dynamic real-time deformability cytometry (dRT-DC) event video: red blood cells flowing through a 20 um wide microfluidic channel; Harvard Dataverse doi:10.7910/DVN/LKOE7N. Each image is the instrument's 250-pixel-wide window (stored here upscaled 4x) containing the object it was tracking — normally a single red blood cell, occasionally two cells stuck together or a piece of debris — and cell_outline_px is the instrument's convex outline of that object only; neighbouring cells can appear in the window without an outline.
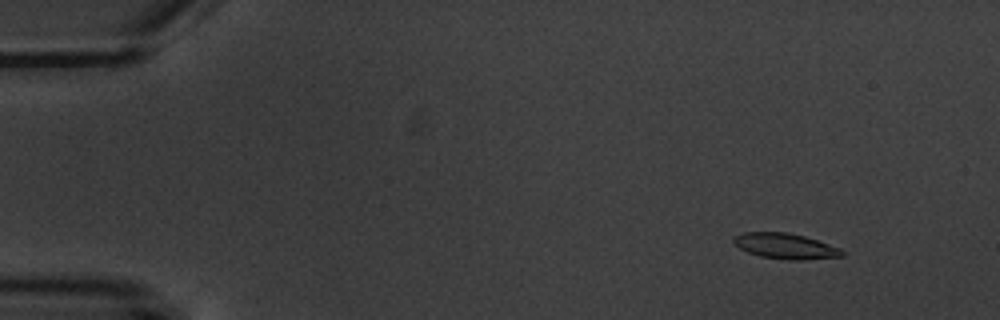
{"species": "common noctule bat (a hibernating species)", "species_latin": "Nyctalus noctula", "temperature_condition": "warm", "stored_images_in_passage": 5, "camera_frame_rate_fps": 3000, "um_per_image_px": 0.085, "animal": {"sex": "male", "body_mass_g": 20.1, "forearm_length_mm": 53.5}, "frame": {"image": 1, "passage_image": 2, "time_ms": 1.333, "image_size_px": [1000, 320], "cell_outline_px": [[844, 256], [800, 260], [788, 260], [760, 256], [748, 252], [740, 248], [732, 240], [736, 236], [744, 232], [784, 232], [804, 236], [840, 248], [844, 252]], "centroid_in_image_um": [66.76, 20.92], "position_along_channel_um": 18.2, "area_um2": 15.9}}
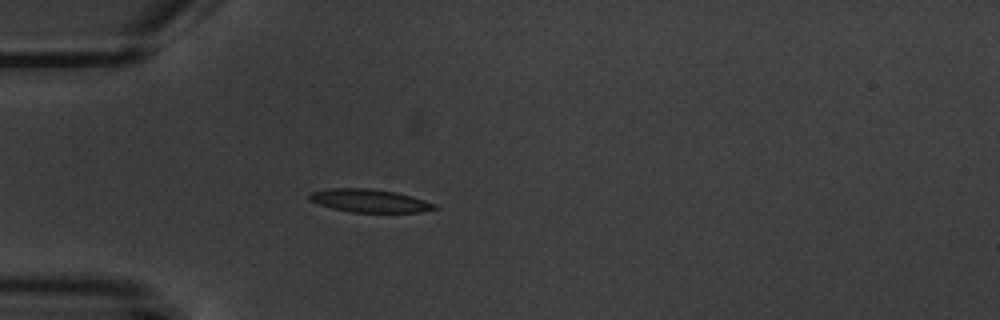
{"frame": {"image": 2, "passage_image": 5, "time_ms": 5.0, "image_size_px": [1000, 320], "cell_outline_px": [[440, 208], [420, 212], [352, 212], [332, 208], [320, 204], [312, 200], [308, 196], [312, 192], [332, 188], [368, 188], [396, 192], [412, 196], [436, 204]], "centroid_in_image_um": [31.48, 17.06], "position_along_channel_um": 53.5, "area_um2": 16.65}}